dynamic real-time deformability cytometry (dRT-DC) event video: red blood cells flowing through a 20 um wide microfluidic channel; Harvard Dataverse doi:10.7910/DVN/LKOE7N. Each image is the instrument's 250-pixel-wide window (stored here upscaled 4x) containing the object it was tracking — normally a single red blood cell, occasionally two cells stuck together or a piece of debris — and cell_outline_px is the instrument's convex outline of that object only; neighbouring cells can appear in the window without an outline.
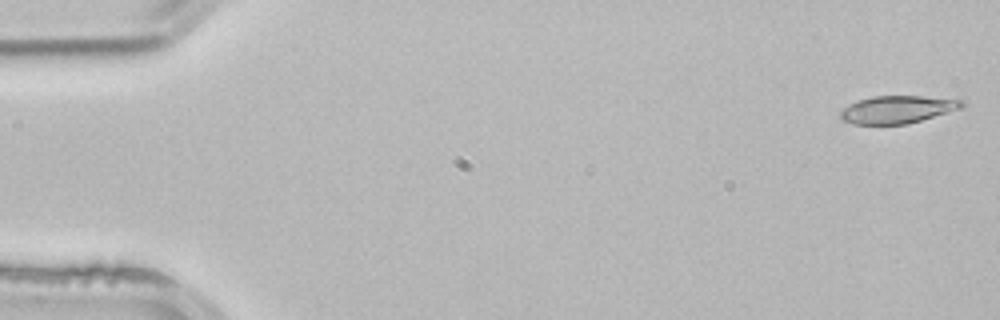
{"species": "common noctule bat (a hibernating species)", "species_latin": "Nyctalus noctula", "temperature_condition": "room temperature", "stored_images_in_passage": 52, "camera_frame_rate_fps": 3000, "um_per_image_px": 0.085, "animal": {"sex": "male", "body_mass_g": 21.5, "forearm_length_mm": 52.0}, "frame": {"image": 1, "passage_image": 1, "time_ms": 0.0, "image_size_px": [1000, 320], "cell_outline_px": [[964, 104], [960, 108], [908, 124], [852, 124], [844, 120], [840, 116], [840, 112], [844, 108], [860, 100], [872, 96], [920, 96], [964, 100]], "centroid_in_image_um": [76.28, 9.31], "position_along_channel_um": 8.7, "area_um2": 19.13}}
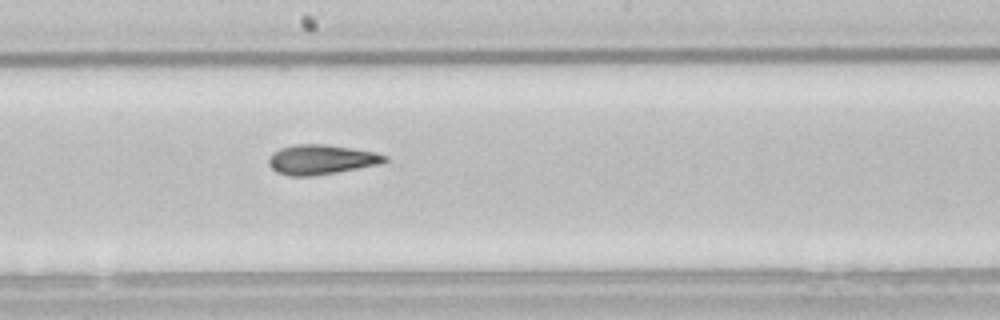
{"frame": {"image": 2, "passage_image": 28, "time_ms": 9.0, "image_size_px": [1000, 320], "cell_outline_px": [[388, 160], [380, 164], [336, 172], [312, 176], [288, 176], [276, 172], [268, 164], [268, 160], [272, 152], [280, 148], [292, 144], [328, 144], [376, 152], [388, 156]], "centroid_in_image_um": [27.28, 13.55], "position_along_channel_um": 220.9, "area_um2": 20.29}}
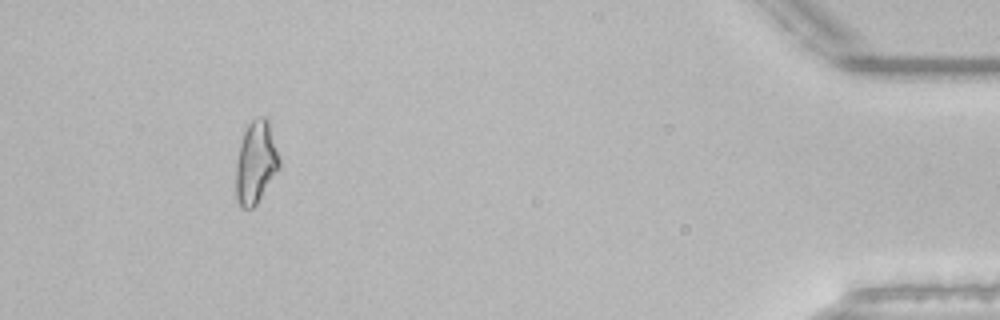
{"frame": {"image": 3, "passage_image": 48, "time_ms": 15.667, "image_size_px": [1000, 320], "cell_outline_px": [[280, 168], [256, 204], [252, 208], [240, 208], [236, 200], [236, 160], [240, 140], [248, 124], [256, 116], [264, 116], [268, 120], [280, 156]], "centroid_in_image_um": [21.74, 13.79], "position_along_channel_um": 413.5, "area_um2": 21.15}, "authors_computed_cell_mechanics": {"area_um2": 20.0566, "velocity_mm_per_s": 3.8899, "shape_relaxation_time_tau1_ms": 4.9973, "shape_relaxation_time_tau2_ms": 2.4474, "deformation_change_tau1": 0.1688, "deformation_change_tau2": 0.1112}}